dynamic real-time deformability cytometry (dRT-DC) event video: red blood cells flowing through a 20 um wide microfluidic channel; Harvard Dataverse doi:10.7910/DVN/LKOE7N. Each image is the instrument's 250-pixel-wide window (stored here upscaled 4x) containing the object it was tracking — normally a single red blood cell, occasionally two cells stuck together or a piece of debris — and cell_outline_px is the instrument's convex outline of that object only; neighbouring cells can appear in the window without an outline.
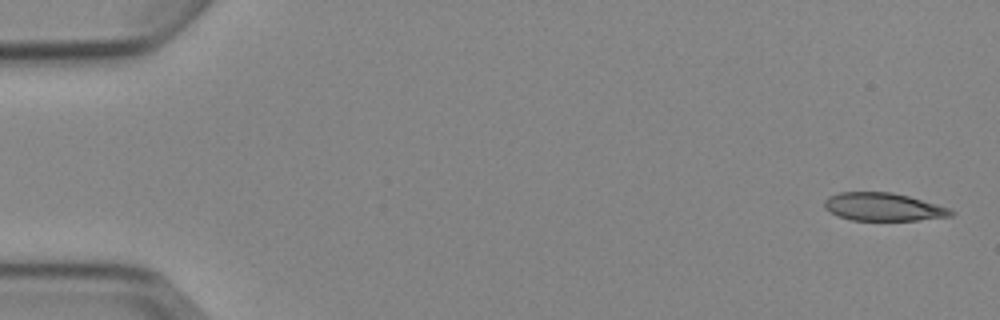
{"species": "Egyptian fruit bat (a non-hibernating species)", "species_latin": "Rousettus aegyptiacus", "temperature_condition": "cold", "stored_images_in_passage": 4, "camera_frame_rate_fps": 3000, "um_per_image_px": 0.085, "animal": {"sex": "female"}, "frame": {"image": 1, "passage_image": 1, "time_ms": 0.0, "image_size_px": [1000, 320], "cell_outline_px": [[956, 212], [952, 216], [916, 220], [852, 220], [836, 216], [824, 208], [824, 200], [828, 196], [840, 192], [892, 192], [908, 196], [952, 208]], "centroid_in_image_um": [75.08, 17.58], "position_along_channel_um": 9.9, "area_um2": 20.81}}